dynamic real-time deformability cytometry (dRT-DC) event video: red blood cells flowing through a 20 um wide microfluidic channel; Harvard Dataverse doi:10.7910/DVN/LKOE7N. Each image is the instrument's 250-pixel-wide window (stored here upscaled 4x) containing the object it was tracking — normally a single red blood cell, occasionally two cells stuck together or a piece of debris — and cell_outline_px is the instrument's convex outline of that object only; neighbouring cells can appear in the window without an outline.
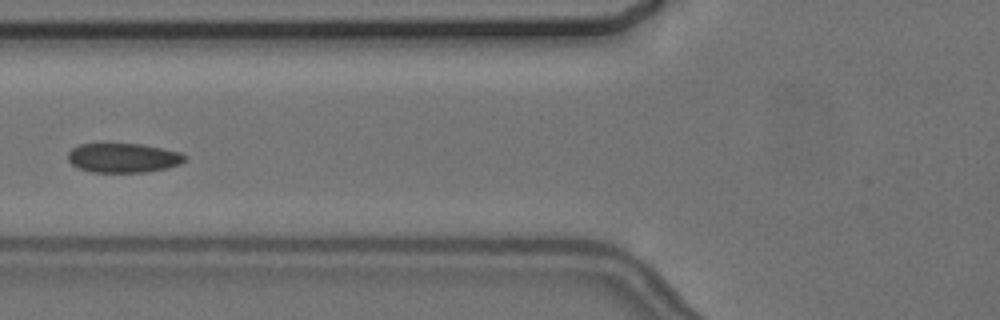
{"species": "common noctule bat (a hibernating species)", "species_latin": "Nyctalus noctula", "temperature_condition": "cold", "stored_images_in_passage": 8, "camera_frame_rate_fps": 3000, "um_per_image_px": 0.085, "animal": {"sex": "female", "body_mass_g": 24.6, "forearm_length_mm": 56.2}, "frame": {"image": 1, "passage_image": 6, "time_ms": 6.667, "image_size_px": [1000, 320], "cell_outline_px": [[188, 160], [180, 164], [168, 168], [144, 172], [92, 172], [80, 168], [72, 164], [68, 160], [68, 152], [72, 148], [80, 144], [100, 140], [104, 140], [144, 144], [180, 152], [188, 156]], "centroid_in_image_um": [10.47, 13.36], "position_along_channel_um": 115.3, "area_um2": 21.1}}
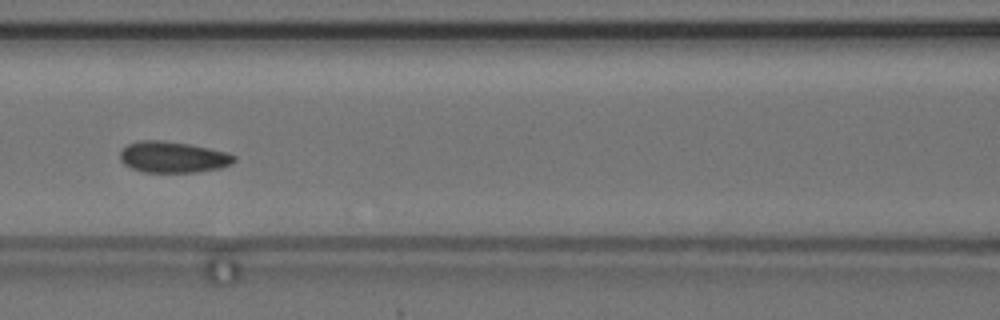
{"frame": {"image": 2, "passage_image": 7, "time_ms": 7.667, "image_size_px": [1000, 320], "cell_outline_px": [[236, 160], [232, 164], [220, 168], [196, 172], [144, 172], [132, 168], [124, 164], [120, 160], [120, 152], [128, 144], [140, 140], [160, 140], [188, 144], [228, 152], [236, 156]], "centroid_in_image_um": [14.72, 13.35], "position_along_channel_um": 151.9, "area_um2": 20.69}}